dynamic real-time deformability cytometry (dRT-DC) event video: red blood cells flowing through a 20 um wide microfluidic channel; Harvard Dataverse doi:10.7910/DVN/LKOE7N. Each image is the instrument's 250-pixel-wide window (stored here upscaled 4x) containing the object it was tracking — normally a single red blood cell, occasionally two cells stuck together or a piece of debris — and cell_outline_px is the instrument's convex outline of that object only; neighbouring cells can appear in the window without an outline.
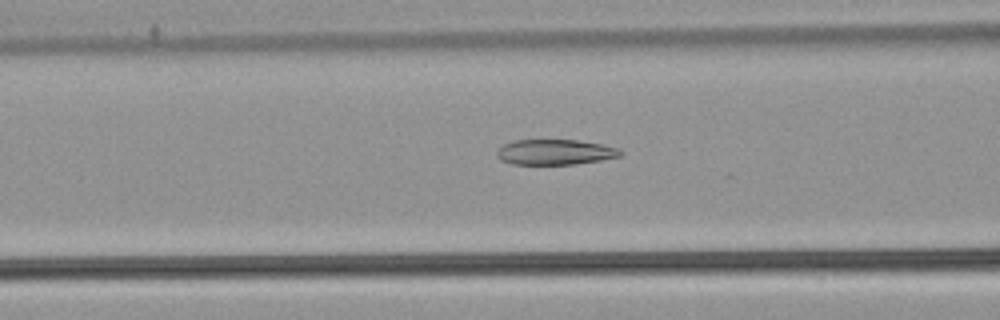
{"species": "common noctule bat (a hibernating species)", "species_latin": "Nyctalus noctula", "temperature_condition": "warm", "stored_images_in_passage": 43, "camera_frame_rate_fps": 3000, "um_per_image_px": 0.085, "animal": {"sex": "male", "body_mass_g": 21.5, "forearm_length_mm": 52.0}, "frame": {"image": 1, "passage_image": 12, "time_ms": 3.667, "image_size_px": [1000, 320], "cell_outline_px": [[624, 152], [620, 156], [600, 160], [576, 164], [512, 164], [500, 160], [496, 156], [496, 152], [504, 144], [516, 140], [576, 140], [600, 144], [620, 148]], "centroid_in_image_um": [47.18, 12.93], "position_along_channel_um": 119.4, "area_um2": 18.21}}
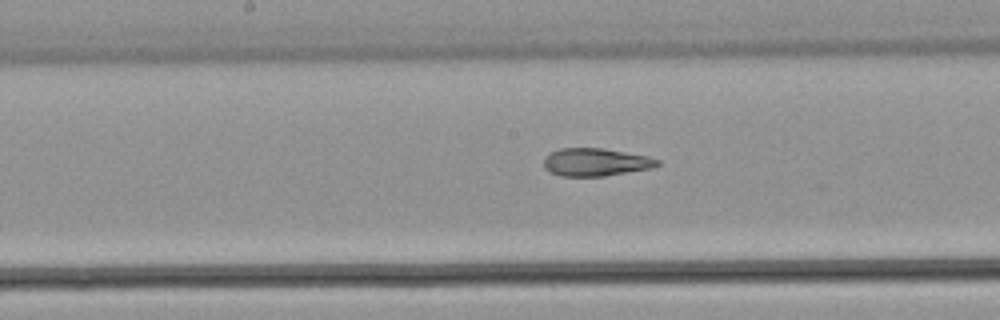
{"frame": {"image": 2, "passage_image": 18, "time_ms": 5.667, "image_size_px": [1000, 320], "cell_outline_px": [[660, 164], [652, 168], [604, 176], [560, 176], [548, 172], [544, 168], [544, 156], [560, 148], [604, 148], [648, 156], [660, 160]], "centroid_in_image_um": [50.62, 13.78], "position_along_channel_um": 197.6, "area_um2": 18.55}}
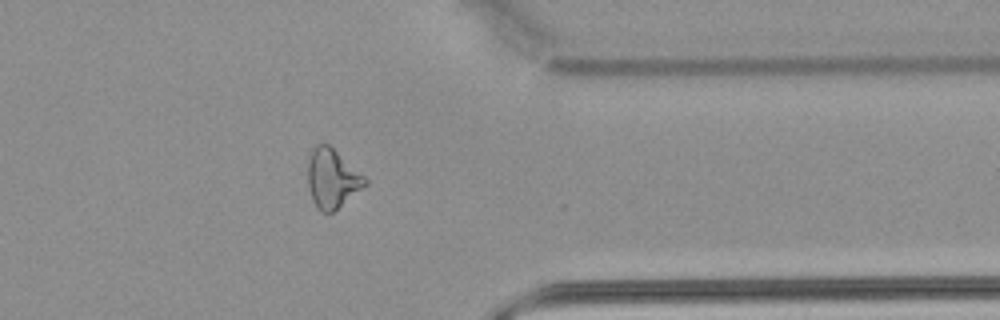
{"frame": {"image": 3, "passage_image": 33, "time_ms": 10.667, "image_size_px": [1000, 320], "cell_outline_px": [[368, 184], [332, 212], [320, 212], [316, 208], [312, 200], [308, 188], [308, 160], [312, 148], [316, 144], [328, 144], [364, 176], [368, 180]], "centroid_in_image_um": [28.21, 15.18], "position_along_channel_um": 383.2, "area_um2": 19.54}, "authors_computed_cell_mechanics": {"area_um2": 19.5942, "velocity_mm_per_s": 3.9039, "shape_relaxation_time_tau1_ms": null, "shape_relaxation_time_tau2_ms": 2.1301, "deformation_change_tau1": null, "deformation_change_tau2": 0.0963}}